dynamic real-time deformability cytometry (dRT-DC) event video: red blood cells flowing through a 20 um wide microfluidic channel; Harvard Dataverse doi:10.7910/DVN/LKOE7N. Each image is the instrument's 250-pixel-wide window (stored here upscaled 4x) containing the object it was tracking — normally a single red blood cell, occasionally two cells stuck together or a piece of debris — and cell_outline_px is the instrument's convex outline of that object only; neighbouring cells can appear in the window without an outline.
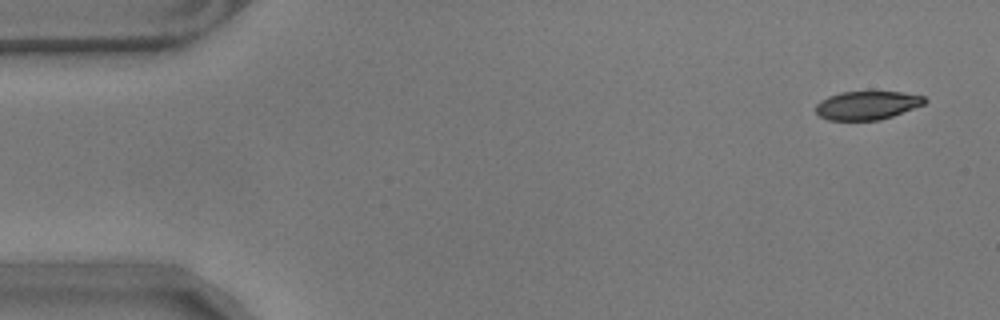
{"species": "common noctule bat (a hibernating species)", "species_latin": "Nyctalus noctula", "temperature_condition": "warm", "stored_images_in_passage": 57, "camera_frame_rate_fps": 3000, "um_per_image_px": 0.085, "animal": {"sex": "male", "body_mass_g": 17.9}, "frame": {"image": 1, "passage_image": 3, "time_ms": 0.667, "image_size_px": [1000, 320], "cell_outline_px": [[928, 100], [924, 104], [892, 116], [880, 120], [828, 120], [820, 116], [816, 112], [816, 104], [820, 100], [828, 96], [840, 92], [900, 92], [924, 96]], "centroid_in_image_um": [73.69, 8.95], "position_along_channel_um": 11.3, "area_um2": 18.03}}
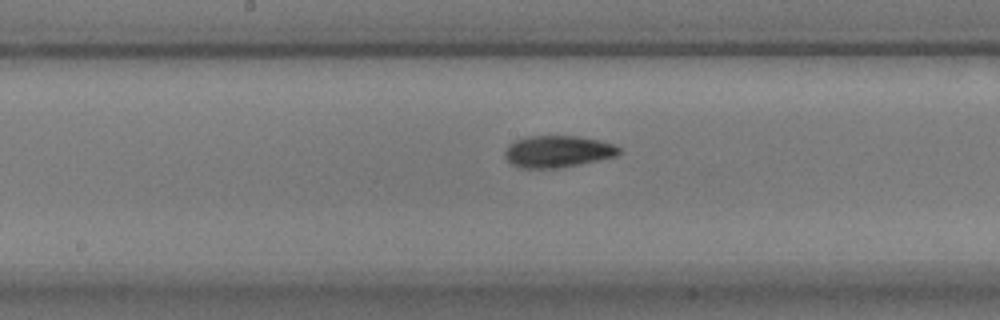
{"frame": {"image": 2, "passage_image": 29, "time_ms": 9.333, "image_size_px": [1000, 320], "cell_outline_px": [[624, 152], [616, 156], [580, 164], [560, 168], [520, 168], [512, 164], [504, 156], [504, 152], [508, 144], [524, 136], [576, 136], [600, 140], [612, 144], [620, 148]], "centroid_in_image_um": [47.4, 12.87], "position_along_channel_um": 200.8, "area_um2": 21.33}}
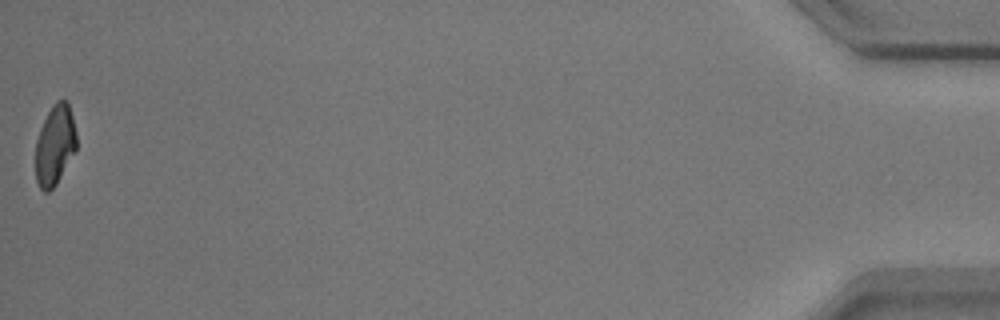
{"frame": {"image": 3, "passage_image": 57, "time_ms": 18.667, "image_size_px": [1000, 320], "cell_outline_px": [[76, 148], [56, 184], [48, 192], [44, 192], [40, 188], [36, 180], [36, 140], [40, 128], [52, 104], [56, 100], [68, 100], [76, 132]], "centroid_in_image_um": [4.66, 12.3], "position_along_channel_um": 430.5, "area_um2": 18.96}, "authors_computed_cell_mechanics": {"area_um2": 20.4612, "velocity_mm_per_s": 3.5267, "shape_relaxation_time_tau1_ms": 5.2576, "shape_relaxation_time_tau2_ms": 3.1551, "deformation_change_tau1": 0.1571, "deformation_change_tau2": 0.0877}}